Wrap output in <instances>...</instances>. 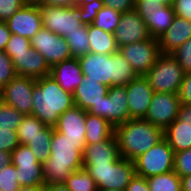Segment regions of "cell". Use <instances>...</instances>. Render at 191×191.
<instances>
[{"label":"cell","instance_id":"obj_8","mask_svg":"<svg viewBox=\"0 0 191 191\" xmlns=\"http://www.w3.org/2000/svg\"><path fill=\"white\" fill-rule=\"evenodd\" d=\"M126 86L109 87L108 94L96 105L88 109V113L106 119L113 127L130 119L127 105Z\"/></svg>","mask_w":191,"mask_h":191},{"label":"cell","instance_id":"obj_55","mask_svg":"<svg viewBox=\"0 0 191 191\" xmlns=\"http://www.w3.org/2000/svg\"><path fill=\"white\" fill-rule=\"evenodd\" d=\"M43 186H20L17 191H41Z\"/></svg>","mask_w":191,"mask_h":191},{"label":"cell","instance_id":"obj_44","mask_svg":"<svg viewBox=\"0 0 191 191\" xmlns=\"http://www.w3.org/2000/svg\"><path fill=\"white\" fill-rule=\"evenodd\" d=\"M171 5L176 16L191 21V0H172Z\"/></svg>","mask_w":191,"mask_h":191},{"label":"cell","instance_id":"obj_40","mask_svg":"<svg viewBox=\"0 0 191 191\" xmlns=\"http://www.w3.org/2000/svg\"><path fill=\"white\" fill-rule=\"evenodd\" d=\"M104 6L103 0H94L92 3L78 7V14L84 25H91L100 9Z\"/></svg>","mask_w":191,"mask_h":191},{"label":"cell","instance_id":"obj_13","mask_svg":"<svg viewBox=\"0 0 191 191\" xmlns=\"http://www.w3.org/2000/svg\"><path fill=\"white\" fill-rule=\"evenodd\" d=\"M180 104L178 94L154 92L144 120L164 131L177 118Z\"/></svg>","mask_w":191,"mask_h":191},{"label":"cell","instance_id":"obj_37","mask_svg":"<svg viewBox=\"0 0 191 191\" xmlns=\"http://www.w3.org/2000/svg\"><path fill=\"white\" fill-rule=\"evenodd\" d=\"M16 76L12 59L5 51H0V90Z\"/></svg>","mask_w":191,"mask_h":191},{"label":"cell","instance_id":"obj_39","mask_svg":"<svg viewBox=\"0 0 191 191\" xmlns=\"http://www.w3.org/2000/svg\"><path fill=\"white\" fill-rule=\"evenodd\" d=\"M171 55L179 63L184 73L191 72V38L180 45Z\"/></svg>","mask_w":191,"mask_h":191},{"label":"cell","instance_id":"obj_51","mask_svg":"<svg viewBox=\"0 0 191 191\" xmlns=\"http://www.w3.org/2000/svg\"><path fill=\"white\" fill-rule=\"evenodd\" d=\"M39 6L74 7V0H43Z\"/></svg>","mask_w":191,"mask_h":191},{"label":"cell","instance_id":"obj_49","mask_svg":"<svg viewBox=\"0 0 191 191\" xmlns=\"http://www.w3.org/2000/svg\"><path fill=\"white\" fill-rule=\"evenodd\" d=\"M177 118L191 128V105L181 103Z\"/></svg>","mask_w":191,"mask_h":191},{"label":"cell","instance_id":"obj_59","mask_svg":"<svg viewBox=\"0 0 191 191\" xmlns=\"http://www.w3.org/2000/svg\"><path fill=\"white\" fill-rule=\"evenodd\" d=\"M98 191H122V190H115V189H111V190H107V189H100Z\"/></svg>","mask_w":191,"mask_h":191},{"label":"cell","instance_id":"obj_50","mask_svg":"<svg viewBox=\"0 0 191 191\" xmlns=\"http://www.w3.org/2000/svg\"><path fill=\"white\" fill-rule=\"evenodd\" d=\"M11 35L12 33L10 32L7 23L0 21V51L5 50Z\"/></svg>","mask_w":191,"mask_h":191},{"label":"cell","instance_id":"obj_28","mask_svg":"<svg viewBox=\"0 0 191 191\" xmlns=\"http://www.w3.org/2000/svg\"><path fill=\"white\" fill-rule=\"evenodd\" d=\"M53 127L47 126L40 132V135L33 139H30L26 144L30 147L32 152L35 154L37 160L42 164L50 156V144L52 139Z\"/></svg>","mask_w":191,"mask_h":191},{"label":"cell","instance_id":"obj_21","mask_svg":"<svg viewBox=\"0 0 191 191\" xmlns=\"http://www.w3.org/2000/svg\"><path fill=\"white\" fill-rule=\"evenodd\" d=\"M84 164H102L115 162L121 156L119 154L115 134L110 138L95 144H86L83 152Z\"/></svg>","mask_w":191,"mask_h":191},{"label":"cell","instance_id":"obj_47","mask_svg":"<svg viewBox=\"0 0 191 191\" xmlns=\"http://www.w3.org/2000/svg\"><path fill=\"white\" fill-rule=\"evenodd\" d=\"M164 4L156 0H136L135 10L138 13L154 12Z\"/></svg>","mask_w":191,"mask_h":191},{"label":"cell","instance_id":"obj_20","mask_svg":"<svg viewBox=\"0 0 191 191\" xmlns=\"http://www.w3.org/2000/svg\"><path fill=\"white\" fill-rule=\"evenodd\" d=\"M191 38V21L175 16L172 25L158 38L162 54H171Z\"/></svg>","mask_w":191,"mask_h":191},{"label":"cell","instance_id":"obj_54","mask_svg":"<svg viewBox=\"0 0 191 191\" xmlns=\"http://www.w3.org/2000/svg\"><path fill=\"white\" fill-rule=\"evenodd\" d=\"M182 191H191V175L181 177Z\"/></svg>","mask_w":191,"mask_h":191},{"label":"cell","instance_id":"obj_3","mask_svg":"<svg viewBox=\"0 0 191 191\" xmlns=\"http://www.w3.org/2000/svg\"><path fill=\"white\" fill-rule=\"evenodd\" d=\"M32 98L31 115L52 127L61 114L75 105L73 94L62 89L50 75L36 79Z\"/></svg>","mask_w":191,"mask_h":191},{"label":"cell","instance_id":"obj_53","mask_svg":"<svg viewBox=\"0 0 191 191\" xmlns=\"http://www.w3.org/2000/svg\"><path fill=\"white\" fill-rule=\"evenodd\" d=\"M12 164L11 153L0 150V168Z\"/></svg>","mask_w":191,"mask_h":191},{"label":"cell","instance_id":"obj_18","mask_svg":"<svg viewBox=\"0 0 191 191\" xmlns=\"http://www.w3.org/2000/svg\"><path fill=\"white\" fill-rule=\"evenodd\" d=\"M86 111L74 105L59 116L54 129L71 141L85 140Z\"/></svg>","mask_w":191,"mask_h":191},{"label":"cell","instance_id":"obj_33","mask_svg":"<svg viewBox=\"0 0 191 191\" xmlns=\"http://www.w3.org/2000/svg\"><path fill=\"white\" fill-rule=\"evenodd\" d=\"M121 12L111 7L103 6L94 19L93 26L114 34L121 18Z\"/></svg>","mask_w":191,"mask_h":191},{"label":"cell","instance_id":"obj_1","mask_svg":"<svg viewBox=\"0 0 191 191\" xmlns=\"http://www.w3.org/2000/svg\"><path fill=\"white\" fill-rule=\"evenodd\" d=\"M86 141H71L53 127L50 156L42 164L44 185L64 183L74 171L83 168Z\"/></svg>","mask_w":191,"mask_h":191},{"label":"cell","instance_id":"obj_36","mask_svg":"<svg viewBox=\"0 0 191 191\" xmlns=\"http://www.w3.org/2000/svg\"><path fill=\"white\" fill-rule=\"evenodd\" d=\"M17 169L13 164L0 168V191H17L20 187L16 178Z\"/></svg>","mask_w":191,"mask_h":191},{"label":"cell","instance_id":"obj_22","mask_svg":"<svg viewBox=\"0 0 191 191\" xmlns=\"http://www.w3.org/2000/svg\"><path fill=\"white\" fill-rule=\"evenodd\" d=\"M108 90V86L92 79H87L83 75L82 82L73 94L74 104L87 112L92 105H96L103 100V97L108 94Z\"/></svg>","mask_w":191,"mask_h":191},{"label":"cell","instance_id":"obj_30","mask_svg":"<svg viewBox=\"0 0 191 191\" xmlns=\"http://www.w3.org/2000/svg\"><path fill=\"white\" fill-rule=\"evenodd\" d=\"M20 186H44L43 165H14Z\"/></svg>","mask_w":191,"mask_h":191},{"label":"cell","instance_id":"obj_26","mask_svg":"<svg viewBox=\"0 0 191 191\" xmlns=\"http://www.w3.org/2000/svg\"><path fill=\"white\" fill-rule=\"evenodd\" d=\"M90 52L97 54H113L118 52V46L114 34L88 25Z\"/></svg>","mask_w":191,"mask_h":191},{"label":"cell","instance_id":"obj_24","mask_svg":"<svg viewBox=\"0 0 191 191\" xmlns=\"http://www.w3.org/2000/svg\"><path fill=\"white\" fill-rule=\"evenodd\" d=\"M114 127L104 118L86 112L85 140L86 144H95L110 138Z\"/></svg>","mask_w":191,"mask_h":191},{"label":"cell","instance_id":"obj_5","mask_svg":"<svg viewBox=\"0 0 191 191\" xmlns=\"http://www.w3.org/2000/svg\"><path fill=\"white\" fill-rule=\"evenodd\" d=\"M83 168L95 180L98 190L115 189L125 191L135 176L134 161L120 157L115 162L84 164Z\"/></svg>","mask_w":191,"mask_h":191},{"label":"cell","instance_id":"obj_56","mask_svg":"<svg viewBox=\"0 0 191 191\" xmlns=\"http://www.w3.org/2000/svg\"><path fill=\"white\" fill-rule=\"evenodd\" d=\"M94 0H74V7H80L83 4L92 3Z\"/></svg>","mask_w":191,"mask_h":191},{"label":"cell","instance_id":"obj_15","mask_svg":"<svg viewBox=\"0 0 191 191\" xmlns=\"http://www.w3.org/2000/svg\"><path fill=\"white\" fill-rule=\"evenodd\" d=\"M12 34L29 40L43 28L42 14L38 4H26L6 21Z\"/></svg>","mask_w":191,"mask_h":191},{"label":"cell","instance_id":"obj_27","mask_svg":"<svg viewBox=\"0 0 191 191\" xmlns=\"http://www.w3.org/2000/svg\"><path fill=\"white\" fill-rule=\"evenodd\" d=\"M150 191H182L181 177L174 171L146 178Z\"/></svg>","mask_w":191,"mask_h":191},{"label":"cell","instance_id":"obj_10","mask_svg":"<svg viewBox=\"0 0 191 191\" xmlns=\"http://www.w3.org/2000/svg\"><path fill=\"white\" fill-rule=\"evenodd\" d=\"M43 28L56 35L66 37L68 33L80 30L84 25L78 14V7L39 6Z\"/></svg>","mask_w":191,"mask_h":191},{"label":"cell","instance_id":"obj_42","mask_svg":"<svg viewBox=\"0 0 191 191\" xmlns=\"http://www.w3.org/2000/svg\"><path fill=\"white\" fill-rule=\"evenodd\" d=\"M19 145L16 130L0 128V150L11 153Z\"/></svg>","mask_w":191,"mask_h":191},{"label":"cell","instance_id":"obj_9","mask_svg":"<svg viewBox=\"0 0 191 191\" xmlns=\"http://www.w3.org/2000/svg\"><path fill=\"white\" fill-rule=\"evenodd\" d=\"M118 52L129 62L137 76L145 75L161 54L158 39L151 37L145 41L123 45L118 48Z\"/></svg>","mask_w":191,"mask_h":191},{"label":"cell","instance_id":"obj_12","mask_svg":"<svg viewBox=\"0 0 191 191\" xmlns=\"http://www.w3.org/2000/svg\"><path fill=\"white\" fill-rule=\"evenodd\" d=\"M35 85L36 79L16 76L0 90V100L24 115H31Z\"/></svg>","mask_w":191,"mask_h":191},{"label":"cell","instance_id":"obj_17","mask_svg":"<svg viewBox=\"0 0 191 191\" xmlns=\"http://www.w3.org/2000/svg\"><path fill=\"white\" fill-rule=\"evenodd\" d=\"M17 76L39 79L50 75L51 67L46 59L34 48L22 54H16L12 58Z\"/></svg>","mask_w":191,"mask_h":191},{"label":"cell","instance_id":"obj_16","mask_svg":"<svg viewBox=\"0 0 191 191\" xmlns=\"http://www.w3.org/2000/svg\"><path fill=\"white\" fill-rule=\"evenodd\" d=\"M118 48L150 38L146 23L139 16L138 12L133 9L121 14L120 22L114 32Z\"/></svg>","mask_w":191,"mask_h":191},{"label":"cell","instance_id":"obj_38","mask_svg":"<svg viewBox=\"0 0 191 191\" xmlns=\"http://www.w3.org/2000/svg\"><path fill=\"white\" fill-rule=\"evenodd\" d=\"M174 172L180 177L191 175V148L175 152Z\"/></svg>","mask_w":191,"mask_h":191},{"label":"cell","instance_id":"obj_48","mask_svg":"<svg viewBox=\"0 0 191 191\" xmlns=\"http://www.w3.org/2000/svg\"><path fill=\"white\" fill-rule=\"evenodd\" d=\"M125 191H150L146 178L135 174Z\"/></svg>","mask_w":191,"mask_h":191},{"label":"cell","instance_id":"obj_57","mask_svg":"<svg viewBox=\"0 0 191 191\" xmlns=\"http://www.w3.org/2000/svg\"><path fill=\"white\" fill-rule=\"evenodd\" d=\"M43 0H25L27 4H41Z\"/></svg>","mask_w":191,"mask_h":191},{"label":"cell","instance_id":"obj_2","mask_svg":"<svg viewBox=\"0 0 191 191\" xmlns=\"http://www.w3.org/2000/svg\"><path fill=\"white\" fill-rule=\"evenodd\" d=\"M78 59L81 71L87 79L108 87L125 86L137 76L129 62L119 52L113 54L88 52Z\"/></svg>","mask_w":191,"mask_h":191},{"label":"cell","instance_id":"obj_31","mask_svg":"<svg viewBox=\"0 0 191 191\" xmlns=\"http://www.w3.org/2000/svg\"><path fill=\"white\" fill-rule=\"evenodd\" d=\"M72 57L78 58L90 52L88 25H83L80 30L68 33L65 37Z\"/></svg>","mask_w":191,"mask_h":191},{"label":"cell","instance_id":"obj_45","mask_svg":"<svg viewBox=\"0 0 191 191\" xmlns=\"http://www.w3.org/2000/svg\"><path fill=\"white\" fill-rule=\"evenodd\" d=\"M178 95L180 103L191 105V72L184 74Z\"/></svg>","mask_w":191,"mask_h":191},{"label":"cell","instance_id":"obj_14","mask_svg":"<svg viewBox=\"0 0 191 191\" xmlns=\"http://www.w3.org/2000/svg\"><path fill=\"white\" fill-rule=\"evenodd\" d=\"M125 86L130 119H144L154 94L148 79L144 75L136 76Z\"/></svg>","mask_w":191,"mask_h":191},{"label":"cell","instance_id":"obj_46","mask_svg":"<svg viewBox=\"0 0 191 191\" xmlns=\"http://www.w3.org/2000/svg\"><path fill=\"white\" fill-rule=\"evenodd\" d=\"M107 7H111L121 13L135 9L136 0H103Z\"/></svg>","mask_w":191,"mask_h":191},{"label":"cell","instance_id":"obj_41","mask_svg":"<svg viewBox=\"0 0 191 191\" xmlns=\"http://www.w3.org/2000/svg\"><path fill=\"white\" fill-rule=\"evenodd\" d=\"M31 48L30 40L28 38L12 34L5 48L7 55L12 58L16 54H22L29 51Z\"/></svg>","mask_w":191,"mask_h":191},{"label":"cell","instance_id":"obj_34","mask_svg":"<svg viewBox=\"0 0 191 191\" xmlns=\"http://www.w3.org/2000/svg\"><path fill=\"white\" fill-rule=\"evenodd\" d=\"M24 114L0 100V128L16 130Z\"/></svg>","mask_w":191,"mask_h":191},{"label":"cell","instance_id":"obj_6","mask_svg":"<svg viewBox=\"0 0 191 191\" xmlns=\"http://www.w3.org/2000/svg\"><path fill=\"white\" fill-rule=\"evenodd\" d=\"M184 72L171 54H160L153 67L144 75L154 92L178 94Z\"/></svg>","mask_w":191,"mask_h":191},{"label":"cell","instance_id":"obj_43","mask_svg":"<svg viewBox=\"0 0 191 191\" xmlns=\"http://www.w3.org/2000/svg\"><path fill=\"white\" fill-rule=\"evenodd\" d=\"M26 4L25 0H0V21L6 22Z\"/></svg>","mask_w":191,"mask_h":191},{"label":"cell","instance_id":"obj_23","mask_svg":"<svg viewBox=\"0 0 191 191\" xmlns=\"http://www.w3.org/2000/svg\"><path fill=\"white\" fill-rule=\"evenodd\" d=\"M146 23L151 38H160L172 25L176 16L171 4L163 5L154 12L138 13Z\"/></svg>","mask_w":191,"mask_h":191},{"label":"cell","instance_id":"obj_35","mask_svg":"<svg viewBox=\"0 0 191 191\" xmlns=\"http://www.w3.org/2000/svg\"><path fill=\"white\" fill-rule=\"evenodd\" d=\"M13 165H42L29 146L19 144L12 152Z\"/></svg>","mask_w":191,"mask_h":191},{"label":"cell","instance_id":"obj_7","mask_svg":"<svg viewBox=\"0 0 191 191\" xmlns=\"http://www.w3.org/2000/svg\"><path fill=\"white\" fill-rule=\"evenodd\" d=\"M174 156L175 152L163 138L134 160L135 174L148 178L174 171Z\"/></svg>","mask_w":191,"mask_h":191},{"label":"cell","instance_id":"obj_19","mask_svg":"<svg viewBox=\"0 0 191 191\" xmlns=\"http://www.w3.org/2000/svg\"><path fill=\"white\" fill-rule=\"evenodd\" d=\"M50 76L62 89L74 94L83 77L79 59L73 57L55 64L51 67Z\"/></svg>","mask_w":191,"mask_h":191},{"label":"cell","instance_id":"obj_32","mask_svg":"<svg viewBox=\"0 0 191 191\" xmlns=\"http://www.w3.org/2000/svg\"><path fill=\"white\" fill-rule=\"evenodd\" d=\"M64 184L70 191H98L95 180L85 168L72 172Z\"/></svg>","mask_w":191,"mask_h":191},{"label":"cell","instance_id":"obj_4","mask_svg":"<svg viewBox=\"0 0 191 191\" xmlns=\"http://www.w3.org/2000/svg\"><path fill=\"white\" fill-rule=\"evenodd\" d=\"M121 157L134 161L164 138V131L144 119H129L114 127Z\"/></svg>","mask_w":191,"mask_h":191},{"label":"cell","instance_id":"obj_58","mask_svg":"<svg viewBox=\"0 0 191 191\" xmlns=\"http://www.w3.org/2000/svg\"><path fill=\"white\" fill-rule=\"evenodd\" d=\"M156 1H159V2L163 3L164 5L172 4V0H156Z\"/></svg>","mask_w":191,"mask_h":191},{"label":"cell","instance_id":"obj_29","mask_svg":"<svg viewBox=\"0 0 191 191\" xmlns=\"http://www.w3.org/2000/svg\"><path fill=\"white\" fill-rule=\"evenodd\" d=\"M46 127L47 125L42 123L37 117L24 115L22 122L16 129L19 144L26 145L30 139L40 135V132Z\"/></svg>","mask_w":191,"mask_h":191},{"label":"cell","instance_id":"obj_52","mask_svg":"<svg viewBox=\"0 0 191 191\" xmlns=\"http://www.w3.org/2000/svg\"><path fill=\"white\" fill-rule=\"evenodd\" d=\"M41 191H70L64 183L46 184Z\"/></svg>","mask_w":191,"mask_h":191},{"label":"cell","instance_id":"obj_25","mask_svg":"<svg viewBox=\"0 0 191 191\" xmlns=\"http://www.w3.org/2000/svg\"><path fill=\"white\" fill-rule=\"evenodd\" d=\"M164 138L174 152L191 148V128L178 118L164 130Z\"/></svg>","mask_w":191,"mask_h":191},{"label":"cell","instance_id":"obj_11","mask_svg":"<svg viewBox=\"0 0 191 191\" xmlns=\"http://www.w3.org/2000/svg\"><path fill=\"white\" fill-rule=\"evenodd\" d=\"M30 45L46 59L50 67L73 58L65 38L45 28L30 39Z\"/></svg>","mask_w":191,"mask_h":191}]
</instances>
